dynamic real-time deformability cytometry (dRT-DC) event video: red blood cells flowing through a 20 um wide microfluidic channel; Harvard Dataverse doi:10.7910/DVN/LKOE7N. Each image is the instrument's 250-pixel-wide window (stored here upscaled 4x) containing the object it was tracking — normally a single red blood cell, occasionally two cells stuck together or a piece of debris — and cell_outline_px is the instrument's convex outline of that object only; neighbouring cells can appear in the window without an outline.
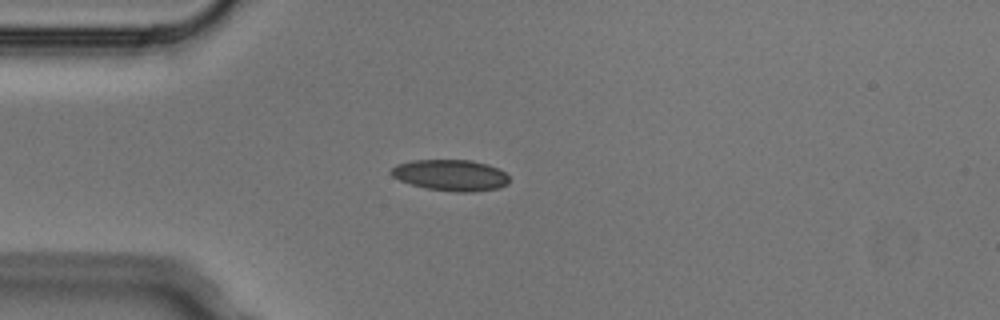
{"species": "Egyptian fruit bat (a non-hibernating species)", "species_latin": "Rousettus aegyptiacus", "temperature_condition": "cold", "stored_images_in_passage": 3, "camera_frame_rate_fps": 3000, "um_per_image_px": 0.085, "animal": {"sex": "male"}, "frame": {"image": 1, "passage_image": 3, "time_ms": 0.667, "image_size_px": [1000, 320], "cell_outline_px": [[508, 184], [500, 188], [472, 192], [456, 192], [428, 188], [412, 184], [400, 180], [392, 176], [392, 168], [396, 164], [412, 160], [472, 160], [488, 164], [504, 172], [508, 176]], "centroid_in_image_um": [38.33, 14.89], "position_along_channel_um": 46.7, "area_um2": 21.33}}